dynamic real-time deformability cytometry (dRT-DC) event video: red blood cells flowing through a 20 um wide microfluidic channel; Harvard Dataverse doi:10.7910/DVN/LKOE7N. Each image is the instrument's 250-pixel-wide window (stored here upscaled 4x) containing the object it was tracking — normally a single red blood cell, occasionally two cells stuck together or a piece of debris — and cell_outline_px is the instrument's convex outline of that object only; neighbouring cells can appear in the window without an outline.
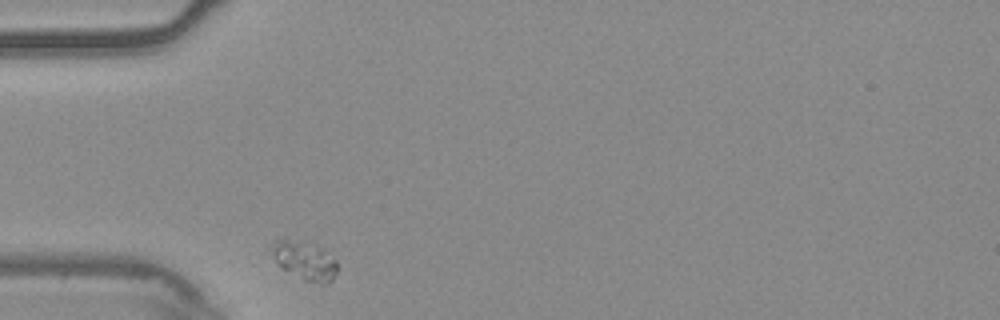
{"species": "common noctule bat (a hibernating species)", "species_latin": "Nyctalus noctula", "temperature_condition": "warm", "stored_images_in_passage": 32, "camera_frame_rate_fps": 3000, "um_per_image_px": 0.085, "animal": {"sex": "male", "body_mass_g": 20.4}, "frame": {"image": 1, "passage_image": 1, "time_ms": 0.0, "image_size_px": [1000, 320], "cell_outline_px": [[336, 272], [332, 280], [328, 284], [304, 280], [280, 268], [276, 264], [272, 256], [272, 248], [276, 240], [284, 240], [320, 248], [336, 260]], "centroid_in_image_um": [25.88, 22.22], "position_along_channel_um": 59.1, "area_um2": 13.99}}
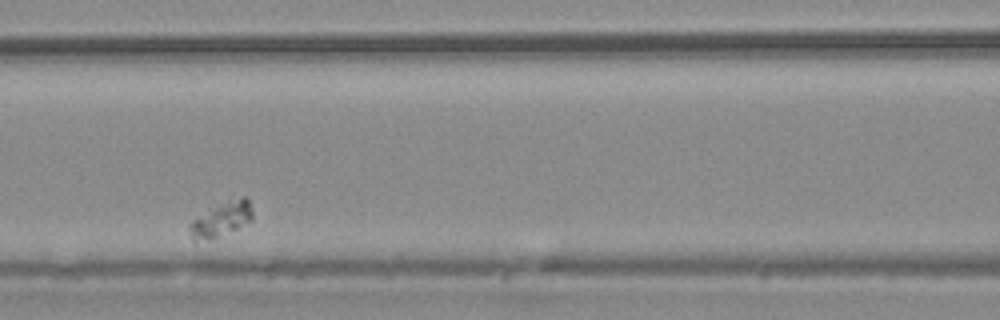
{"frame": {"image": 2, "passage_image": 10, "time_ms": 3.0, "image_size_px": [1000, 320], "cell_outline_px": [[252, 220], [236, 228], [216, 236], [192, 240], [188, 232], [188, 224], [192, 220], [228, 200], [240, 196], [244, 196], [248, 200], [252, 212]], "centroid_in_image_um": [18.81, 18.61], "position_along_channel_um": 147.8, "area_um2": 11.96}}
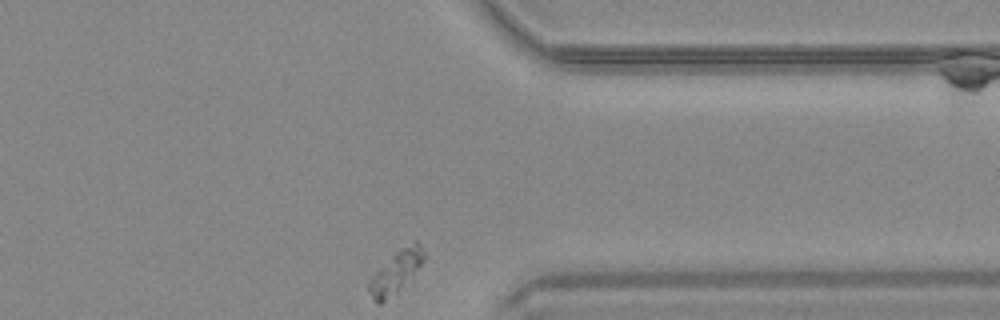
{"frame": {"image": 3, "passage_image": 32, "time_ms": 10.333, "image_size_px": [1000, 320], "cell_outline_px": [[424, 260], [396, 292], [380, 304], [372, 296], [368, 288], [368, 284], [376, 272], [396, 252], [416, 240], [420, 244], [424, 252]], "centroid_in_image_um": [33.66, 23.1], "position_along_channel_um": 377.7, "area_um2": 12.43}}